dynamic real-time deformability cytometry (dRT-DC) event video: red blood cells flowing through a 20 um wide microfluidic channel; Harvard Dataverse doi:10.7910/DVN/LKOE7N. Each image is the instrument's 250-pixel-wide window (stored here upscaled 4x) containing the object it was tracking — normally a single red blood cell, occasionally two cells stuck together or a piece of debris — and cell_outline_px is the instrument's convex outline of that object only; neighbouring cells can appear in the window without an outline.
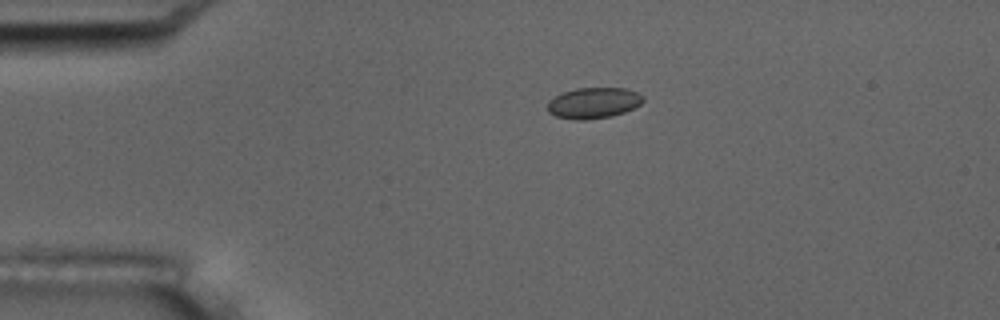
{"species": "common noctule bat (a hibernating species)", "species_latin": "Nyctalus noctula", "temperature_condition": "room temperature", "stored_images_in_passage": 6, "camera_frame_rate_fps": 3000, "um_per_image_px": 0.085, "animal": {"sex": "male", "body_mass_g": 17.5, "forearm_length_mm": 52.3}, "frame": {"image": 1, "passage_image": 4, "time_ms": 3.333, "image_size_px": [1000, 320], "cell_outline_px": [[644, 100], [640, 104], [624, 112], [612, 116], [584, 120], [576, 120], [556, 116], [548, 112], [548, 100], [564, 92], [576, 88], [624, 88], [636, 92], [644, 96]], "centroid_in_image_um": [50.45, 8.75], "position_along_channel_um": 34.6, "area_um2": 17.11}}